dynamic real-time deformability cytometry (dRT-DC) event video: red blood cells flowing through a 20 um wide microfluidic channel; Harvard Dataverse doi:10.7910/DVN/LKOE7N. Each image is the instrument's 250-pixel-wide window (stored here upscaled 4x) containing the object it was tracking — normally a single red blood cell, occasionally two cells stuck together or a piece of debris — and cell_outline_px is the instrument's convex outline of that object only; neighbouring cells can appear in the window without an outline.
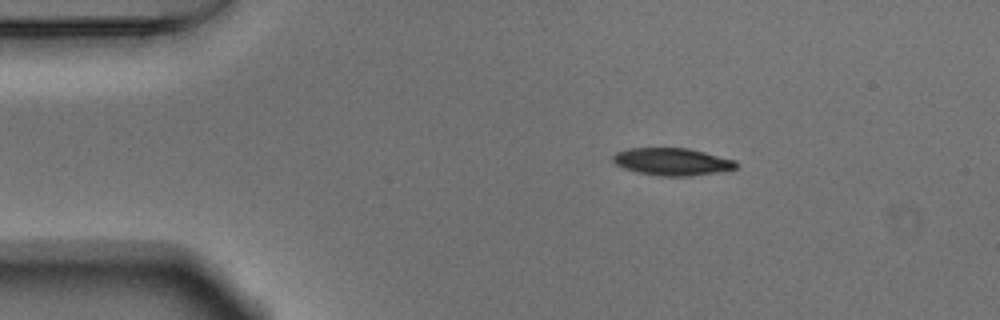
{"species": "Egyptian fruit bat (a non-hibernating species)", "species_latin": "Rousettus aegyptiacus", "temperature_condition": "warm", "stored_images_in_passage": 8, "camera_frame_rate_fps": 3000, "um_per_image_px": 0.085, "animal": {"sex": "male"}, "frame": {"image": 1, "passage_image": 1, "time_ms": 0.0, "image_size_px": [1000, 320], "cell_outline_px": [[740, 164], [736, 168], [720, 172], [692, 176], [660, 176], [636, 172], [624, 168], [616, 164], [612, 160], [612, 156], [616, 152], [628, 148], [688, 148], [736, 160]], "centroid_in_image_um": [57.15, 13.75], "position_along_channel_um": 27.8, "area_um2": 19.83}}